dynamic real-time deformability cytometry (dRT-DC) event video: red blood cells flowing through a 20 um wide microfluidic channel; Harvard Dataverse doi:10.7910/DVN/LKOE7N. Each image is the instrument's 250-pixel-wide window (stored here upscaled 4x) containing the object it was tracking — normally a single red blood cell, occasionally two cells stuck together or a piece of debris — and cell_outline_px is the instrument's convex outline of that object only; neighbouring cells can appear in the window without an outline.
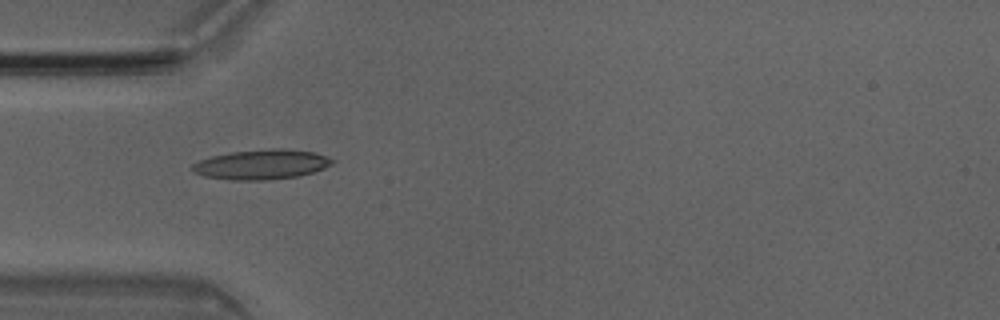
{"species": "Egyptian fruit bat (a non-hibernating species)", "species_latin": "Rousettus aegyptiacus", "temperature_condition": "room temperature", "stored_images_in_passage": 36, "camera_frame_rate_fps": 3000, "um_per_image_px": 0.085, "animal": {"sex": "male"}, "frame": {"image": 1, "passage_image": 1, "time_ms": 0.0, "image_size_px": [1000, 320], "cell_outline_px": [[336, 160], [332, 164], [324, 168], [312, 172], [296, 176], [264, 180], [228, 180], [204, 176], [192, 172], [192, 164], [200, 160], [212, 156], [232, 152], [272, 148], [284, 148], [316, 152]], "centroid_in_image_um": [22.23, 13.97], "position_along_channel_um": 62.8, "area_um2": 24.33}}
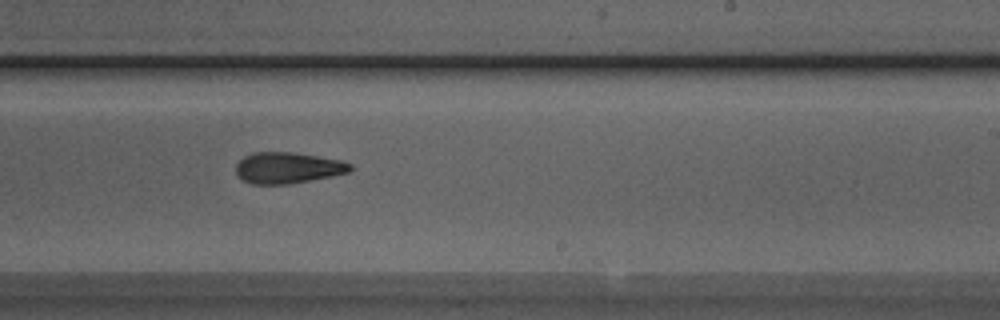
{"frame": {"image": 2, "passage_image": 16, "time_ms": 5.0, "image_size_px": [1000, 320], "cell_outline_px": [[352, 168], [348, 172], [332, 176], [288, 184], [252, 184], [240, 180], [236, 176], [236, 164], [244, 156], [252, 152], [292, 152], [344, 160], [352, 164]], "centroid_in_image_um": [24.43, 14.26], "position_along_channel_um": 264.6, "area_um2": 20.98}}
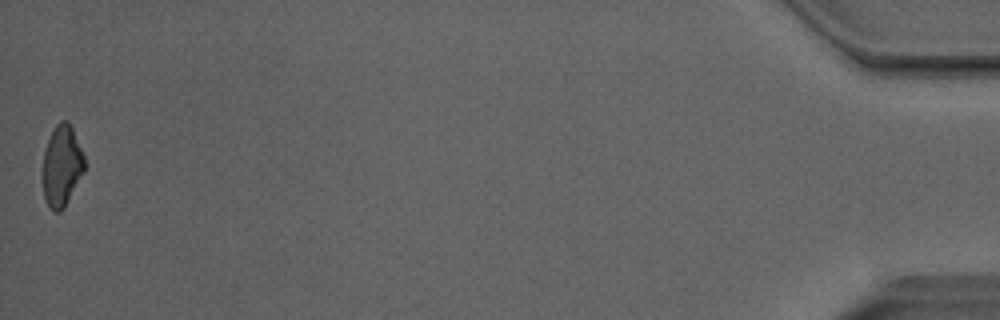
{"frame": {"image": 3, "passage_image": 36, "time_ms": 11.667, "image_size_px": [1000, 320], "cell_outline_px": [[84, 172], [64, 208], [60, 212], [52, 212], [44, 196], [44, 152], [48, 140], [56, 124], [60, 120], [68, 120], [72, 128], [84, 156]], "centroid_in_image_um": [5.27, 14.1], "position_along_channel_um": 429.9, "area_um2": 19.36}, "authors_computed_cell_mechanics": {"area_um2": 21.0681, "velocity_mm_per_s": 4.0491, "shape_relaxation_time_tau1_ms": 9.8424, "shape_relaxation_time_tau2_ms": 5.8885, "deformation_change_tau1": 0.2057, "deformation_change_tau2": 0.1551}}